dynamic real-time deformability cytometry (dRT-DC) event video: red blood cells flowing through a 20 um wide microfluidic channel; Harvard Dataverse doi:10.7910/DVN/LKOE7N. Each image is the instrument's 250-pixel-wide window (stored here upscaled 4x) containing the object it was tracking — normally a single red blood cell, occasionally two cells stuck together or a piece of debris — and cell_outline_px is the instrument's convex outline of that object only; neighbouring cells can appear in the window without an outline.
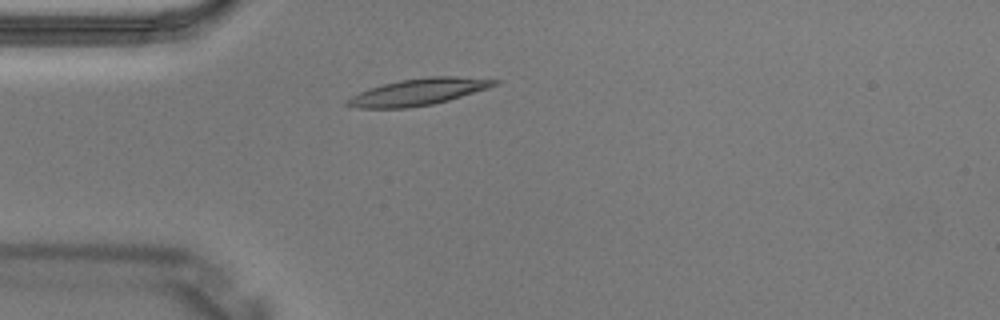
{"species": "Egyptian fruit bat (a non-hibernating species)", "species_latin": "Rousettus aegyptiacus", "temperature_condition": "warm", "stored_images_in_passage": 1, "camera_frame_rate_fps": 3000, "um_per_image_px": 0.085, "animal": {"sex": "male"}, "frame": {"image": 1, "passage_image": 1, "time_ms": 0.0, "image_size_px": [1000, 320], "cell_outline_px": [[500, 84], [488, 88], [448, 100], [432, 104], [408, 108], [360, 108], [344, 104], [344, 100], [368, 88], [400, 80], [428, 76], [456, 76], [500, 80]], "centroid_in_image_um": [35.56, 7.81], "position_along_channel_um": 49.4, "area_um2": 22.83}}